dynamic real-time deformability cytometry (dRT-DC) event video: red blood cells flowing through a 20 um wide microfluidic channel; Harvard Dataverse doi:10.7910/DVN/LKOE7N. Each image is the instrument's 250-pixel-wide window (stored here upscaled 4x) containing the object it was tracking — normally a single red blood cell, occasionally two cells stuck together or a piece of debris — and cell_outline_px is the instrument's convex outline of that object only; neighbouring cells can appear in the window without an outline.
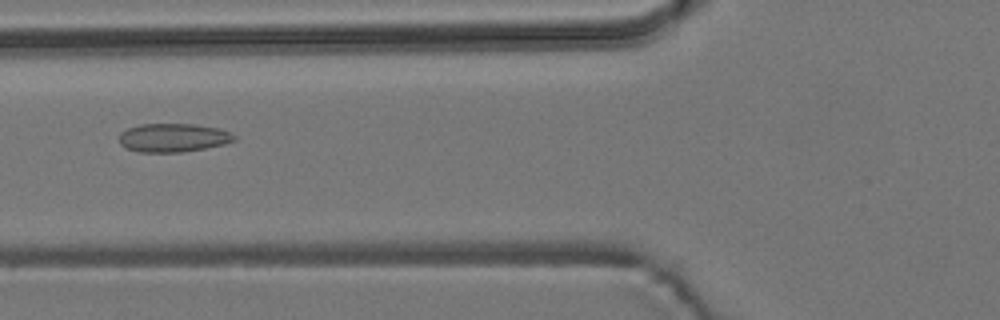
{"species": "common noctule bat (a hibernating species)", "species_latin": "Nyctalus noctula", "temperature_condition": "room temperature", "stored_images_in_passage": 5, "camera_frame_rate_fps": 3000, "um_per_image_px": 0.085, "animal": {"sex": "male", "body_mass_g": 19.2, "forearm_length_mm": 51.8}, "frame": {"image": 1, "passage_image": 2, "time_ms": 1.333, "image_size_px": [1000, 320], "cell_outline_px": [[236, 140], [224, 144], [204, 148], [180, 152], [140, 152], [128, 148], [120, 144], [120, 132], [128, 128], [140, 124], [196, 124], [220, 128], [236, 136]], "centroid_in_image_um": [14.73, 11.69], "position_along_channel_um": 111.1, "area_um2": 19.07}}
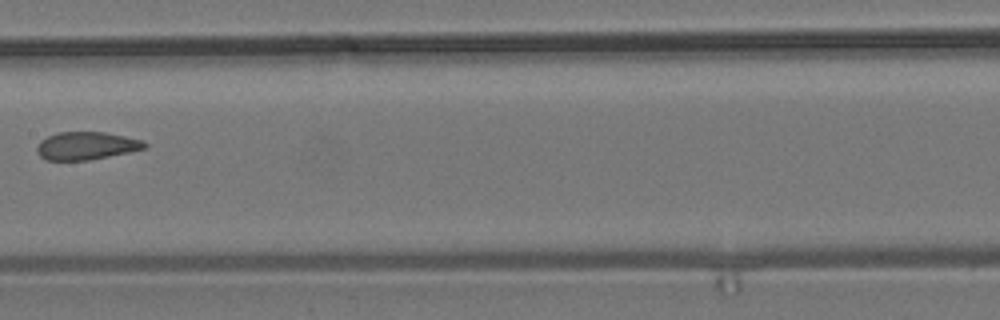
{"frame": {"image": 2, "passage_image": 4, "time_ms": 3.667, "image_size_px": [1000, 320], "cell_outline_px": [[148, 148], [88, 160], [44, 160], [36, 152], [36, 148], [40, 140], [48, 136], [60, 132], [104, 132], [144, 140], [148, 144]], "centroid_in_image_um": [7.34, 12.39], "position_along_channel_um": 200.1, "area_um2": 17.51}}
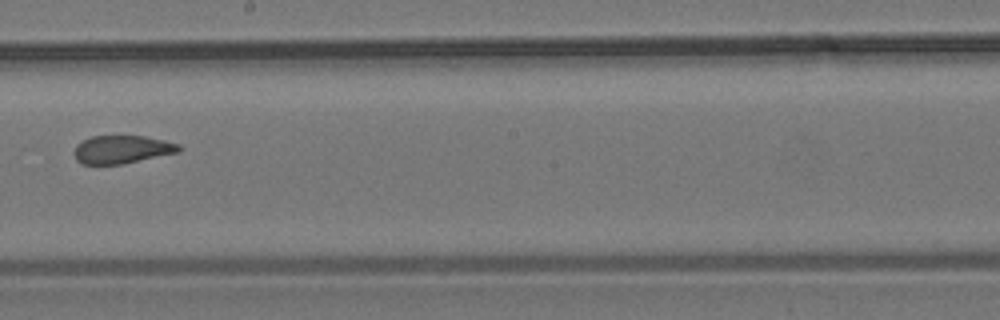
{"frame": {"image": 3, "passage_image": 5, "time_ms": 4.667, "image_size_px": [1000, 320], "cell_outline_px": [[184, 148], [180, 152], [124, 164], [84, 164], [76, 160], [72, 152], [76, 144], [92, 136], [144, 136], [164, 140], [180, 144]], "centroid_in_image_um": [10.39, 12.71], "position_along_channel_um": 237.8, "area_um2": 17.4}}